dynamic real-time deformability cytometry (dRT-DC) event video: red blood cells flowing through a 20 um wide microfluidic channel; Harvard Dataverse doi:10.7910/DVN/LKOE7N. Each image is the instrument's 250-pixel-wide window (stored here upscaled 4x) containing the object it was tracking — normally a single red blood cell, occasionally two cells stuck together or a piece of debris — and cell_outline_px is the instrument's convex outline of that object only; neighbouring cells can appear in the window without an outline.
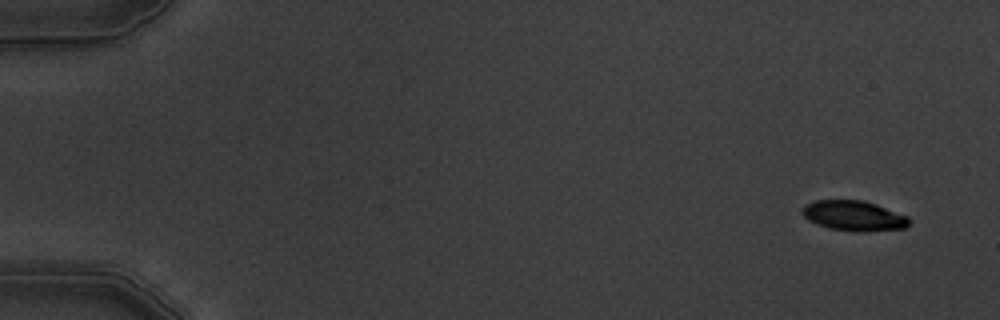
{"species": "common noctule bat (a hibernating species)", "species_latin": "Nyctalus noctula", "temperature_condition": "warm", "stored_images_in_passage": 6, "segment_of_instrument_passage": [1, 2], "camera_frame_rate_fps": 3000, "um_per_image_px": 0.085, "animal": {"sex": "male", "body_mass_g": 19.5, "forearm_length_mm": 54.6}, "frame": {"image": 1, "passage_image": 1, "time_ms": 0.0, "image_size_px": [1000, 320], "cell_outline_px": [[912, 220], [904, 228], [868, 232], [856, 232], [828, 228], [816, 224], [808, 220], [800, 212], [804, 204], [816, 200], [864, 200], [876, 204], [908, 216]], "centroid_in_image_um": [72.56, 18.34], "position_along_channel_um": 12.4, "area_um2": 19.07}}
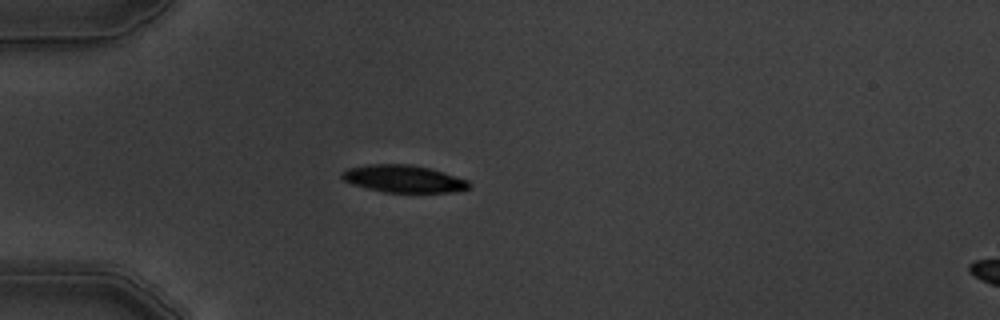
{"frame": {"image": 2, "passage_image": 5, "time_ms": 4.333, "image_size_px": [1000, 320], "cell_outline_px": [[472, 184], [468, 188], [456, 192], [384, 192], [352, 184], [344, 180], [340, 176], [340, 172], [348, 168], [368, 164], [408, 164], [428, 168], [468, 180]], "centroid_in_image_um": [34.27, 15.2], "position_along_channel_um": 50.7, "area_um2": 20.11}}